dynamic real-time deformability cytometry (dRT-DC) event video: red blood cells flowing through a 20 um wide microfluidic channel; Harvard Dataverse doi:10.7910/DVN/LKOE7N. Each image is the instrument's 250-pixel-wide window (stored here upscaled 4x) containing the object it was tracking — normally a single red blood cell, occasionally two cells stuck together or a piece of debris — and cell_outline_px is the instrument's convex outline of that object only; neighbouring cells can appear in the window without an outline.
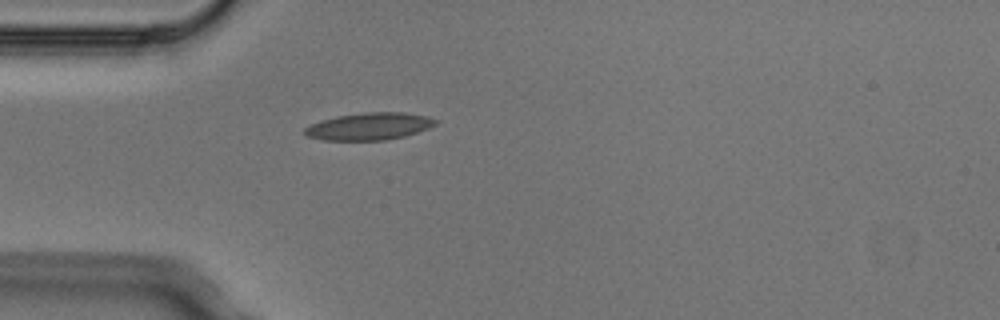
{"species": "Egyptian fruit bat (a non-hibernating species)", "species_latin": "Rousettus aegyptiacus", "temperature_condition": "cold", "stored_images_in_passage": 5, "camera_frame_rate_fps": 3000, "um_per_image_px": 0.085, "animal": {"sex": "male"}, "frame": {"image": 1, "passage_image": 5, "time_ms": 1.333, "image_size_px": [1000, 320], "cell_outline_px": [[440, 120], [436, 124], [428, 128], [404, 136], [384, 140], [324, 140], [304, 136], [304, 128], [312, 124], [336, 116], [364, 112], [404, 112], [428, 116]], "centroid_in_image_um": [31.4, 10.73], "position_along_channel_um": 53.6, "area_um2": 20.75}}